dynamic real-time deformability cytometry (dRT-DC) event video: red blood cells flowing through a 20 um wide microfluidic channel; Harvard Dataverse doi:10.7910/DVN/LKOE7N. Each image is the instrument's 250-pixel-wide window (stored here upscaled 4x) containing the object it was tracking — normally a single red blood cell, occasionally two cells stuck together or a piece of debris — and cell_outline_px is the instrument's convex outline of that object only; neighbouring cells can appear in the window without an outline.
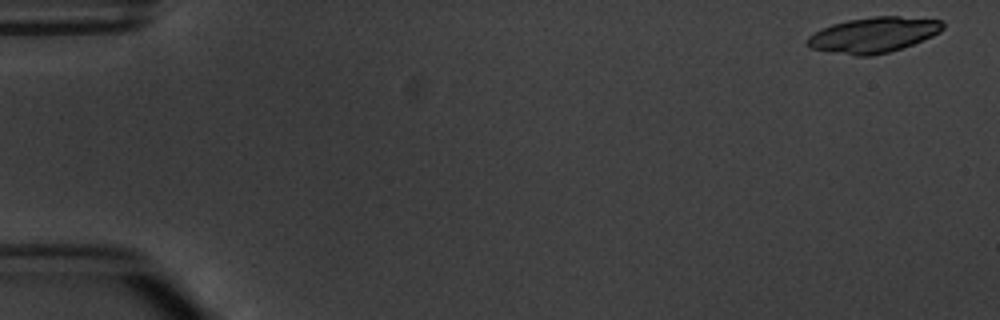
{"species": "common noctule bat (a hibernating species)", "species_latin": "Nyctalus noctula", "temperature_condition": "warm", "stored_images_in_passage": 5, "camera_frame_rate_fps": 3000, "um_per_image_px": 0.085, "animal": {"sex": "male", "body_mass_g": 20.1, "forearm_length_mm": 53.5}, "frame": {"image": 1, "passage_image": 1, "time_ms": 0.0, "image_size_px": [1000, 320], "cell_outline_px": [[944, 28], [940, 32], [932, 36], [912, 44], [888, 52], [872, 56], [856, 56], [832, 52], [812, 48], [808, 44], [808, 36], [832, 24], [848, 20], [872, 16], [900, 16], [944, 20]], "centroid_in_image_um": [74.29, 2.95], "position_along_channel_um": 10.7, "area_um2": 27.74}}